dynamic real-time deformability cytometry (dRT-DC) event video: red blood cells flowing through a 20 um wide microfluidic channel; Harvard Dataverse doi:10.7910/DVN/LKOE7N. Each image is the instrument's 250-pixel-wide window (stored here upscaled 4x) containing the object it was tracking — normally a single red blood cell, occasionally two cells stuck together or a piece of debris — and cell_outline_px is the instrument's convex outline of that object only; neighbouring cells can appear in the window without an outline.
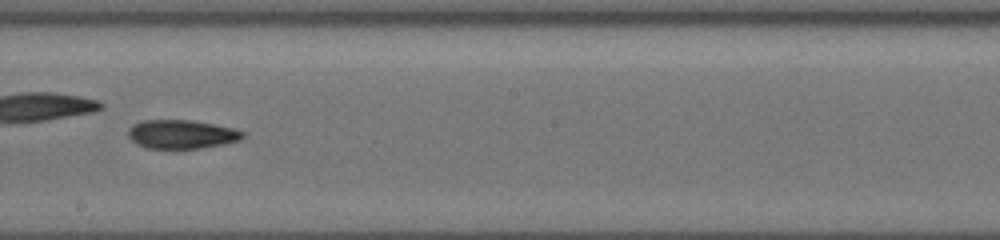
{"species": "common noctule bat (a hibernating species)", "species_latin": "Nyctalus noctula", "temperature_condition": "cold", "stored_images_in_passage": 32, "camera_frame_rate_fps": 3000, "um_per_image_px": 0.085, "animal": {"sex": "female", "body_mass_g": 19.5, "forearm_length_mm": 54.1}, "frame": {"image": 1, "passage_image": 18, "time_ms": 4.333, "image_size_px": [1000, 240], "cell_outline_px": [[244, 136], [240, 140], [224, 144], [176, 152], [148, 148], [136, 144], [128, 136], [128, 132], [132, 124], [144, 120], [192, 120], [232, 128], [244, 132]], "centroid_in_image_um": [15.4, 11.46], "position_along_channel_um": 232.8, "area_um2": 19.83}}